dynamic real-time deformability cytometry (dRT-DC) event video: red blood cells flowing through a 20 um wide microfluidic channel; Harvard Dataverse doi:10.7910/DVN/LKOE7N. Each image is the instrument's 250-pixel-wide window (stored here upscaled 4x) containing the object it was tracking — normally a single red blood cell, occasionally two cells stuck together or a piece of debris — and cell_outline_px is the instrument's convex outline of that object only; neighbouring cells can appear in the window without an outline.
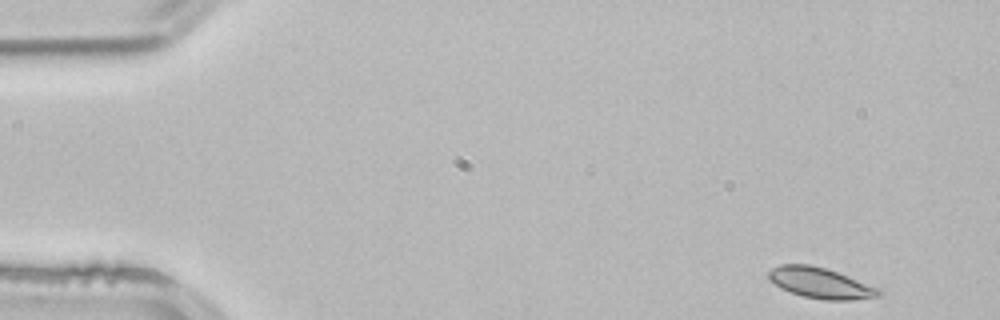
{"species": "common noctule bat (a hibernating species)", "species_latin": "Nyctalus noctula", "temperature_condition": "room temperature", "stored_images_in_passage": 4, "camera_frame_rate_fps": 3000, "um_per_image_px": 0.085, "animal": {"sex": "male", "body_mass_g": 21.5, "forearm_length_mm": 52.0}, "frame": {"image": 1, "passage_image": 1, "time_ms": 0.0, "image_size_px": [1000, 320], "cell_outline_px": [[884, 296], [852, 300], [824, 300], [804, 296], [780, 288], [768, 276], [768, 272], [772, 268], [780, 264], [808, 264], [824, 268], [848, 276], [880, 288], [884, 292]], "centroid_in_image_um": [69.81, 24.07], "position_along_channel_um": 15.2, "area_um2": 19.65}}